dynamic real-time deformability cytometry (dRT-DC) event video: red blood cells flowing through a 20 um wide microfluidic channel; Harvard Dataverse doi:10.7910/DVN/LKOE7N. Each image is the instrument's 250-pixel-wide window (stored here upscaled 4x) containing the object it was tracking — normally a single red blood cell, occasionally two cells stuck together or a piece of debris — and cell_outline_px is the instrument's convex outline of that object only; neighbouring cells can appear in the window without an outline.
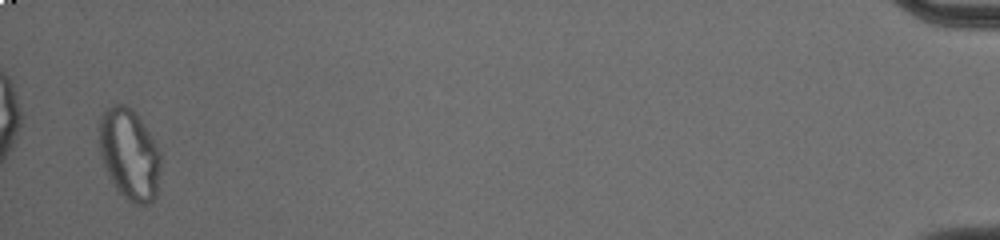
{"species": "common noctule bat (a hibernating species)", "species_latin": "Nyctalus noctula", "temperature_condition": "cold", "stored_images_in_passage": 52, "segment_of_instrument_passage": [2, 2], "camera_frame_rate_fps": 3000, "um_per_image_px": 0.085, "animal": {"sex": "male", "body_mass_g": 20.0, "forearm_length_mm": 53.3}, "frame": {"image": 1, "passage_image": 51, "time_ms": 16.667, "image_size_px": [1000, 240], "cell_outline_px": [[160, 164], [156, 196], [144, 208], [128, 200], [116, 188], [104, 168], [100, 152], [100, 116], [108, 108], [116, 104], [124, 104], [136, 112], [152, 136], [160, 152]], "centroid_in_image_um": [11.01, 13.12], "position_along_channel_um": 424.2, "area_um2": 32.54}}